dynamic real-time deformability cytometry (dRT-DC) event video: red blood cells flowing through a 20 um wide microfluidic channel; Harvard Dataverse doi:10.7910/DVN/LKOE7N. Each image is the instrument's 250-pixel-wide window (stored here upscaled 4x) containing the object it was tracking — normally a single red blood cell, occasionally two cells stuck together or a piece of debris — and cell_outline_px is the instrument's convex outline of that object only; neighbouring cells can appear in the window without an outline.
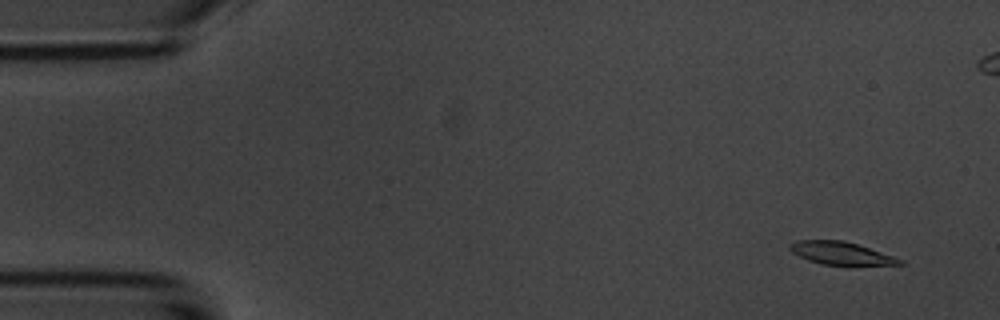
{"species": "common noctule bat (a hibernating species)", "species_latin": "Nyctalus noctula", "temperature_condition": "room temperature", "stored_images_in_passage": 8, "camera_frame_rate_fps": 3000, "um_per_image_px": 0.085, "animal": {"sex": "male", "body_mass_g": 20.1, "forearm_length_mm": 53.5}, "frame": {"image": 1, "passage_image": 1, "time_ms": 0.0, "image_size_px": [1000, 320], "cell_outline_px": [[904, 264], [820, 264], [808, 260], [792, 252], [788, 248], [788, 244], [796, 240], [844, 240], [904, 260]], "centroid_in_image_um": [71.39, 21.5], "position_along_channel_um": 13.6, "area_um2": 14.16}}
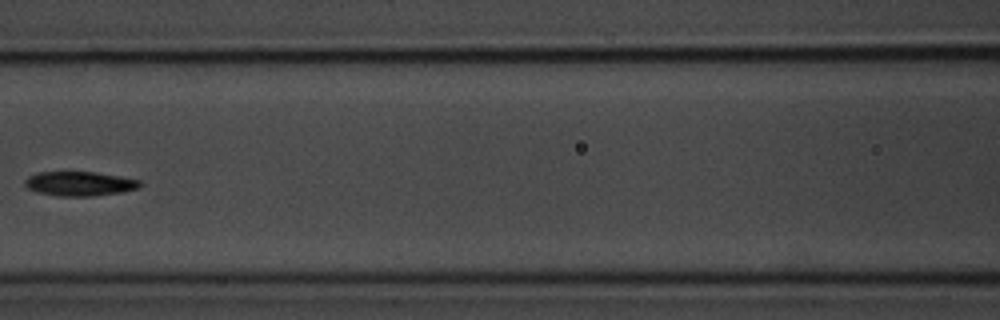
{"frame": {"image": 2, "passage_image": 7, "time_ms": 7.0, "image_size_px": [1000, 320], "cell_outline_px": [[144, 184], [140, 188], [120, 192], [92, 196], [56, 196], [36, 192], [28, 188], [24, 184], [24, 180], [28, 176], [36, 172], [96, 172], [120, 176], [140, 180]], "centroid_in_image_um": [6.77, 15.61], "position_along_channel_um": 159.8, "area_um2": 16.53}}
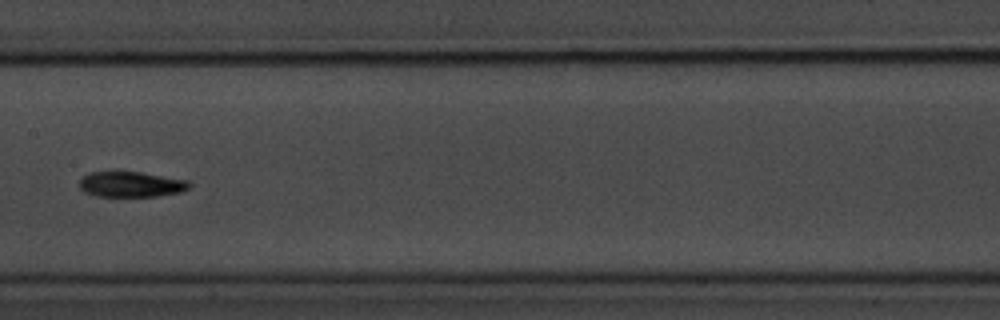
{"frame": {"image": 3, "passage_image": 8, "time_ms": 8.0, "image_size_px": [1000, 320], "cell_outline_px": [[192, 184], [188, 188], [180, 192], [156, 196], [96, 196], [84, 192], [80, 188], [80, 180], [88, 172], [112, 168], [116, 168], [188, 180]], "centroid_in_image_um": [11.07, 15.61], "position_along_channel_um": 196.3, "area_um2": 16.99}}